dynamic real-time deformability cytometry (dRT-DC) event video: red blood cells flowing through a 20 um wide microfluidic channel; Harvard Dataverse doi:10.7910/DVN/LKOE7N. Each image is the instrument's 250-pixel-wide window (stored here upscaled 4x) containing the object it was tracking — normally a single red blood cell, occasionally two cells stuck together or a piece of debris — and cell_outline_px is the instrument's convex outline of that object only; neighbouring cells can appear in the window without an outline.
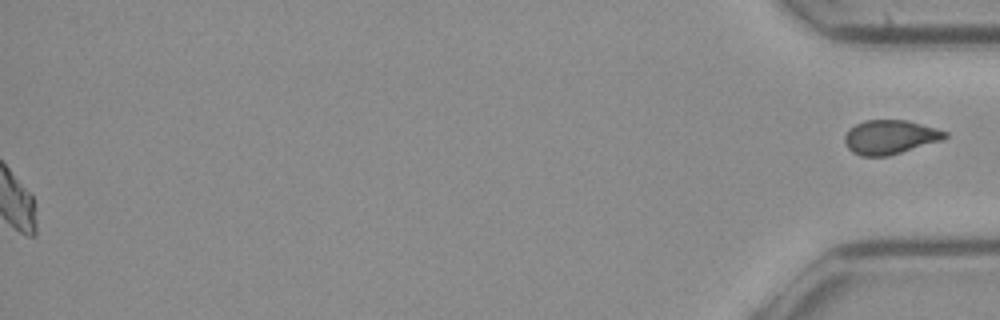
{"species": "common noctule bat (a hibernating species)", "species_latin": "Nyctalus noctula", "temperature_condition": "cold", "stored_images_in_passage": 52, "segment_of_instrument_passage": [2, 2], "camera_frame_rate_fps": 3000, "um_per_image_px": 0.085, "animal": {"sex": "female", "body_mass_g": 21.9}, "frame": {"image": 1, "passage_image": 52, "time_ms": 17.0, "image_size_px": [1000, 320], "cell_outline_px": [[948, 136], [944, 140], [888, 156], [860, 156], [852, 152], [848, 148], [844, 140], [844, 136], [848, 128], [864, 120], [904, 120], [936, 128], [948, 132]], "centroid_in_image_um": [75.65, 11.66], "position_along_channel_um": 359.6, "area_um2": 20.06}}